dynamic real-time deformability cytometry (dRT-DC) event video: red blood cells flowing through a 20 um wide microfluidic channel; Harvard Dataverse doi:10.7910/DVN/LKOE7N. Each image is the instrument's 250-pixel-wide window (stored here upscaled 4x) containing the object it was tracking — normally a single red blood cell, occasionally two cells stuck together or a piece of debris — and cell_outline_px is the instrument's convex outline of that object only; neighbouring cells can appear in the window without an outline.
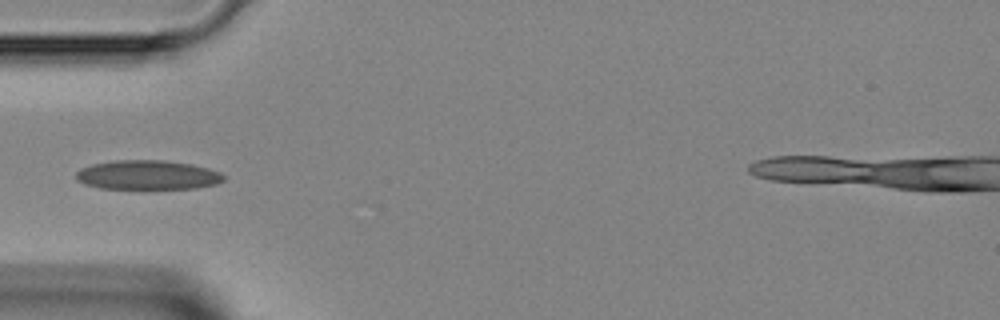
{"species": "Egyptian fruit bat (a non-hibernating species)", "species_latin": "Rousettus aegyptiacus", "temperature_condition": "room temperature", "stored_images_in_passage": 6, "camera_frame_rate_fps": 3000, "um_per_image_px": 0.085, "animal": {"sex": "female"}, "frame": {"image": 1, "passage_image": 1, "time_ms": 0.0, "image_size_px": [1000, 320], "cell_outline_px": [[224, 180], [216, 184], [196, 188], [100, 188], [84, 184], [76, 180], [76, 172], [80, 168], [92, 164], [112, 160], [164, 160], [192, 164], [208, 168], [220, 172], [224, 176]], "centroid_in_image_um": [12.52, 14.86], "position_along_channel_um": 72.5, "area_um2": 25.26}}